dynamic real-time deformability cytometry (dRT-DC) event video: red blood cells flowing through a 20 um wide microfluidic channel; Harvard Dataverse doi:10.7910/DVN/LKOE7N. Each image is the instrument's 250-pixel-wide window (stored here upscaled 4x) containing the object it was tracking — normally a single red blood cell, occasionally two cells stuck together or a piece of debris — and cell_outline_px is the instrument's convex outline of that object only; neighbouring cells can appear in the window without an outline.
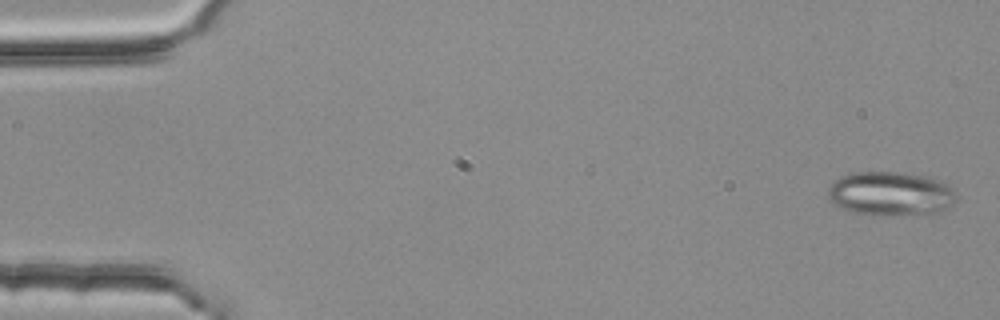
{"species": "common noctule bat (a hibernating species)", "species_latin": "Nyctalus noctula", "temperature_condition": "room temperature", "stored_images_in_passage": 5, "segment_of_instrument_passage": [1, 2], "camera_frame_rate_fps": 3000, "um_per_image_px": 0.085, "animal": {"sex": "female", "body_mass_g": 25.1}, "frame": {"image": 1, "passage_image": 1, "time_ms": 0.0, "image_size_px": [1000, 320], "cell_outline_px": [[956, 196], [952, 204], [948, 208], [940, 212], [856, 212], [840, 208], [832, 204], [828, 196], [828, 188], [840, 176], [848, 172], [896, 172], [928, 176], [952, 188], [956, 192]], "centroid_in_image_um": [75.66, 16.4], "position_along_channel_um": 9.3, "area_um2": 31.73}}